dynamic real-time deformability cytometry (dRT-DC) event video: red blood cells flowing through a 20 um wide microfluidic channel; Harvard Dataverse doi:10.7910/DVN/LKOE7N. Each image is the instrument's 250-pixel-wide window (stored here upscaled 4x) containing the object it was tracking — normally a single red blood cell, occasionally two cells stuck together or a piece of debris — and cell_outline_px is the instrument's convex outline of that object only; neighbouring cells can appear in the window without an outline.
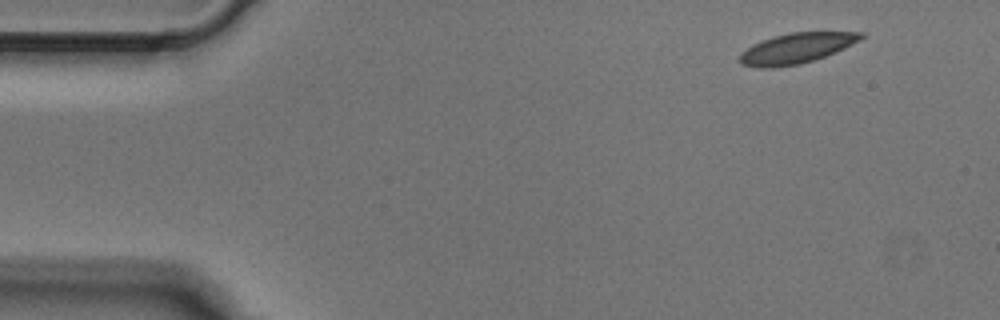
{"species": "Egyptian fruit bat (a non-hibernating species)", "species_latin": "Rousettus aegyptiacus", "temperature_condition": "cold", "stored_images_in_passage": 4, "camera_frame_rate_fps": 3000, "um_per_image_px": 0.085, "animal": {"sex": "male"}, "frame": {"image": 1, "passage_image": 1, "time_ms": 0.0, "image_size_px": [1000, 320], "cell_outline_px": [[864, 36], [860, 40], [844, 48], [824, 56], [800, 64], [776, 68], [756, 68], [740, 64], [740, 52], [752, 44], [772, 36], [792, 32], [864, 32]], "centroid_in_image_um": [67.64, 4.11], "position_along_channel_um": 17.4, "area_um2": 21.5}}
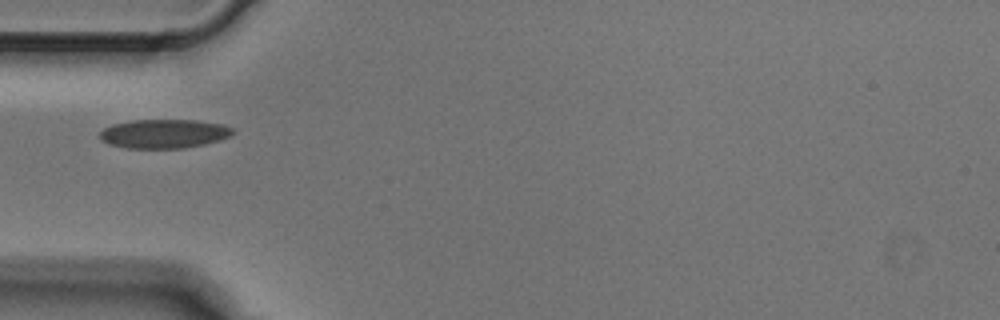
{"frame": {"image": 2, "passage_image": 4, "time_ms": 1.0, "image_size_px": [1000, 320], "cell_outline_px": [[236, 132], [232, 136], [220, 140], [204, 144], [184, 148], [124, 148], [108, 144], [100, 140], [100, 132], [104, 128], [112, 124], [132, 120], [196, 120], [224, 124], [232, 128]], "centroid_in_image_um": [13.96, 11.36], "position_along_channel_um": 71.0, "area_um2": 22.72}}